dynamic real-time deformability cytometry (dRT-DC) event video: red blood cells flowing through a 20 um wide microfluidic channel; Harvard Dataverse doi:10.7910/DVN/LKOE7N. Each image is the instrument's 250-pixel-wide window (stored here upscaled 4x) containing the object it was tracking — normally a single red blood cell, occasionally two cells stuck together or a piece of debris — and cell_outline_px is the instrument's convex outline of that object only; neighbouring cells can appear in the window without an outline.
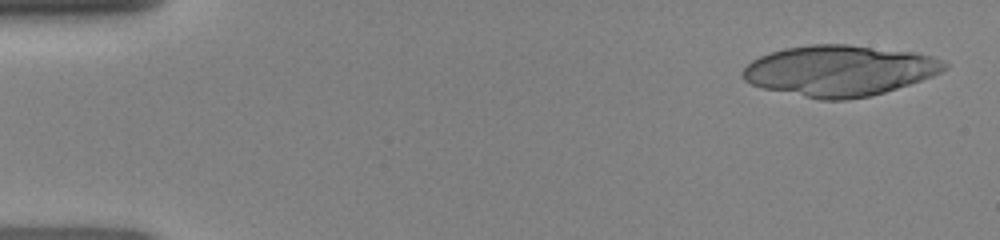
{"species": "human", "species_latin": "Homo sapiens", "temperature_condition": "room temperature", "stored_images_in_passage": 47, "camera_frame_rate_fps": 3000, "um_per_image_px": 0.085, "donor": {"sex": "female"}, "frame": {"image": 1, "passage_image": 2, "time_ms": 0.333, "image_size_px": [1000, 240], "cell_outline_px": [[948, 68], [932, 76], [884, 92], [868, 96], [844, 100], [820, 100], [764, 88], [752, 84], [744, 80], [740, 72], [752, 60], [760, 56], [784, 48], [812, 44], [848, 44], [912, 52], [932, 56], [944, 60], [948, 64]], "centroid_in_image_um": [71.34, 6.0], "position_along_channel_um": 13.7, "area_um2": 59.42}}
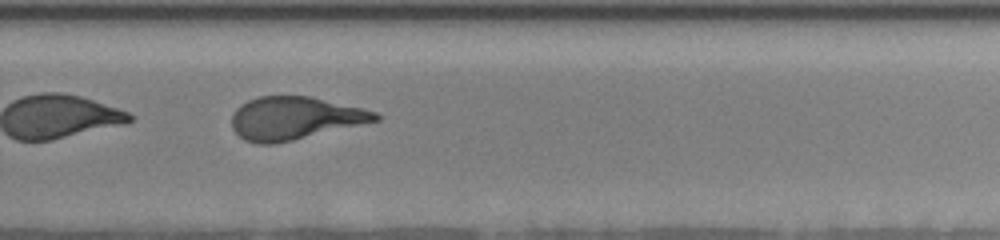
{"frame": {"image": 2, "passage_image": 32, "time_ms": 10.333, "image_size_px": [1000, 240], "cell_outline_px": [[380, 120], [292, 140], [272, 144], [256, 144], [244, 140], [232, 128], [232, 116], [236, 108], [240, 104], [256, 96], [308, 96], [360, 108], [376, 112], [380, 116]], "centroid_in_image_um": [24.99, 10.05], "position_along_channel_um": 304.8, "area_um2": 35.49}}
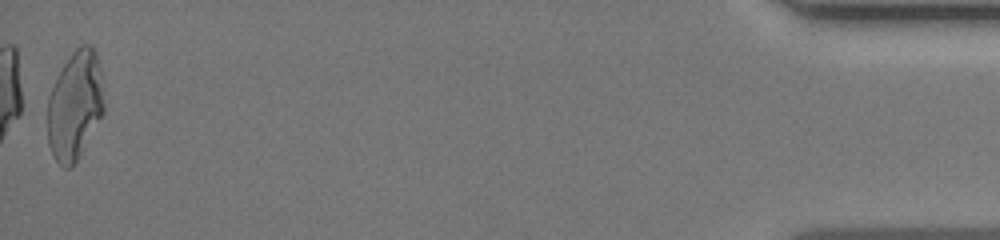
{"frame": {"image": 3, "passage_image": 47, "time_ms": 15.333, "image_size_px": [1000, 240], "cell_outline_px": [[104, 112], [80, 156], [68, 168], [64, 168], [56, 160], [48, 144], [48, 96], [64, 64], [72, 52], [80, 44], [88, 44], [96, 52], [100, 68], [104, 104]], "centroid_in_image_um": [6.38, 8.96], "position_along_channel_um": 428.8, "area_um2": 35.49}}